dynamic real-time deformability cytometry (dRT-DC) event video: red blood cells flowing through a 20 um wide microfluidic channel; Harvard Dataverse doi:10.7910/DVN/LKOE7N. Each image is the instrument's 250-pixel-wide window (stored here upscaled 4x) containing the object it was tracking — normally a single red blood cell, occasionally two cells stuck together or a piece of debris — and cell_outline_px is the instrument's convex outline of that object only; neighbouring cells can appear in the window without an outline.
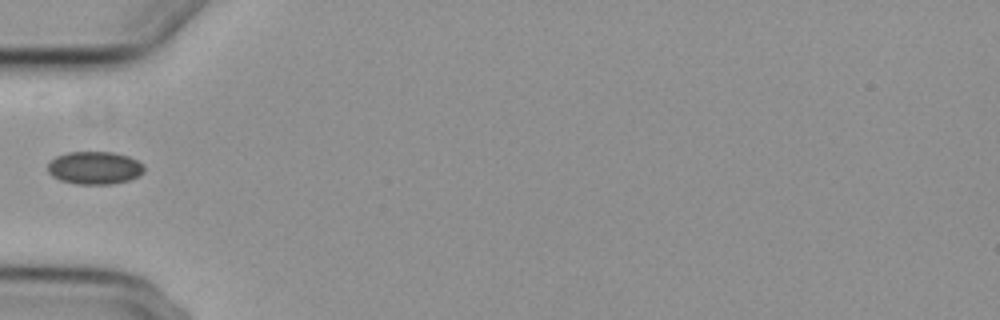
{"species": "common noctule bat (a hibernating species)", "species_latin": "Nyctalus noctula", "temperature_condition": "cold", "stored_images_in_passage": 5, "camera_frame_rate_fps": 3000, "um_per_image_px": 0.085, "animal": {"sex": "female", "body_mass_g": 29.2, "forearm_length_mm": 56.3}, "frame": {"image": 1, "passage_image": 5, "time_ms": 4.667, "image_size_px": [1000, 320], "cell_outline_px": [[144, 172], [140, 176], [128, 180], [112, 184], [76, 184], [60, 180], [52, 176], [48, 172], [48, 164], [56, 156], [68, 152], [112, 152], [128, 156], [144, 164]], "centroid_in_image_um": [8.06, 14.27], "position_along_channel_um": 76.9, "area_um2": 18.5}}